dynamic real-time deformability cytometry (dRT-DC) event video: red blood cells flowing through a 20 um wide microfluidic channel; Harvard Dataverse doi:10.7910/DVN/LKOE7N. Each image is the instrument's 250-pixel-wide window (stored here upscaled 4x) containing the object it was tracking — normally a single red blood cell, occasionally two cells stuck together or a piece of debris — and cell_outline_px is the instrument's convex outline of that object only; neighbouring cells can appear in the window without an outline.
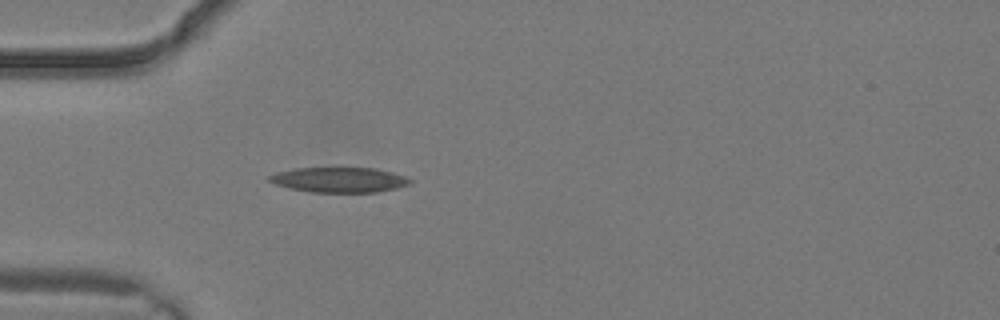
{"species": "common noctule bat (a hibernating species)", "species_latin": "Nyctalus noctula", "temperature_condition": "warm", "stored_images_in_passage": 1, "camera_frame_rate_fps": 3000, "um_per_image_px": 0.085, "animal": {"sex": "male", "body_mass_g": 19.2, "forearm_length_mm": 51.8}, "frame": {"image": 1, "passage_image": 1, "time_ms": 0.0, "image_size_px": [1000, 320], "cell_outline_px": [[412, 184], [396, 188], [376, 192], [312, 192], [292, 188], [276, 184], [268, 180], [268, 176], [276, 172], [296, 168], [376, 168], [392, 172], [404, 176], [412, 180]], "centroid_in_image_um": [28.86, 15.28], "position_along_channel_um": 56.1, "area_um2": 20.46}}